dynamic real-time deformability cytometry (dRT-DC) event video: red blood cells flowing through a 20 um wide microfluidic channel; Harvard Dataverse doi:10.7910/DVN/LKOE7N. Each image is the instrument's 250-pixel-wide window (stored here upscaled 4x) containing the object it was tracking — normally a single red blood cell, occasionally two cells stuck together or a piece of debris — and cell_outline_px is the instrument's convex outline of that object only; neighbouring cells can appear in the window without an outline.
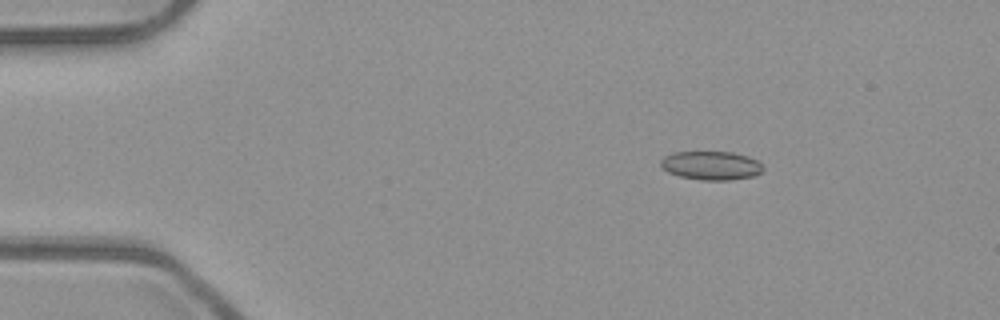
{"species": "common noctule bat (a hibernating species)", "species_latin": "Nyctalus noctula", "temperature_condition": "room temperature", "stored_images_in_passage": 4, "camera_frame_rate_fps": 3000, "um_per_image_px": 0.085, "animal": {"sex": "male", "body_mass_g": 23.1, "forearm_length_mm": 52.7}, "frame": {"image": 1, "passage_image": 1, "time_ms": 0.0, "image_size_px": [1000, 320], "cell_outline_px": [[764, 168], [760, 172], [752, 176], [728, 180], [700, 180], [680, 176], [668, 172], [660, 164], [660, 160], [664, 156], [672, 152], [732, 152], [748, 156], [756, 160]], "centroid_in_image_um": [60.42, 14.06], "position_along_channel_um": 24.6, "area_um2": 16.99}}
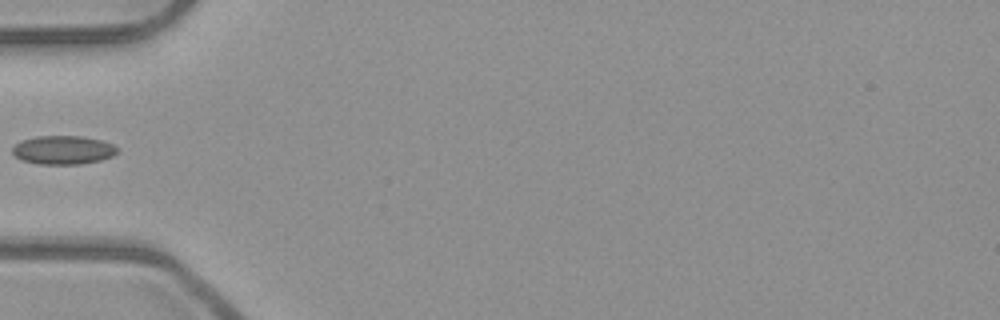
{"frame": {"image": 2, "passage_image": 4, "time_ms": 1.0, "image_size_px": [1000, 320], "cell_outline_px": [[116, 152], [112, 156], [100, 160], [80, 164], [36, 164], [20, 160], [12, 152], [12, 148], [20, 140], [36, 136], [80, 136], [100, 140], [112, 144], [116, 148]], "centroid_in_image_um": [5.31, 12.75], "position_along_channel_um": 79.7, "area_um2": 17.46}}